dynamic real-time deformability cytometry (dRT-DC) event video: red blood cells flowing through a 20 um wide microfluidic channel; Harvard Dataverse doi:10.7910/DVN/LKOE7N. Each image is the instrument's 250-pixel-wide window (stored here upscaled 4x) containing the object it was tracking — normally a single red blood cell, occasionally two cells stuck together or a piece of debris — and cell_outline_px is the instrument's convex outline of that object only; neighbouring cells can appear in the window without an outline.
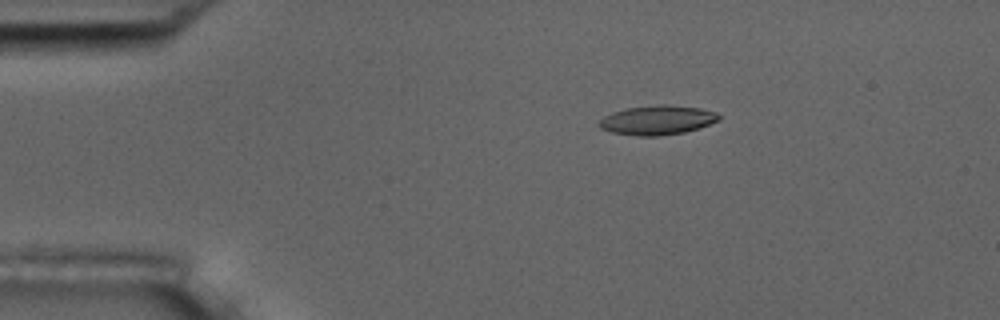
{"species": "common noctule bat (a hibernating species)", "species_latin": "Nyctalus noctula", "temperature_condition": "room temperature", "stored_images_in_passage": 9, "camera_frame_rate_fps": 3000, "um_per_image_px": 0.085, "animal": {"sex": "male", "body_mass_g": 17.5, "forearm_length_mm": 52.3}, "frame": {"image": 1, "passage_image": 3, "time_ms": 2.333, "image_size_px": [1000, 320], "cell_outline_px": [[720, 120], [700, 128], [684, 132], [660, 136], [640, 136], [612, 132], [600, 128], [596, 124], [604, 116], [612, 112], [628, 108], [660, 104], [664, 104], [700, 108], [716, 112], [720, 116]], "centroid_in_image_um": [55.88, 10.21], "position_along_channel_um": 29.1, "area_um2": 20.52}}
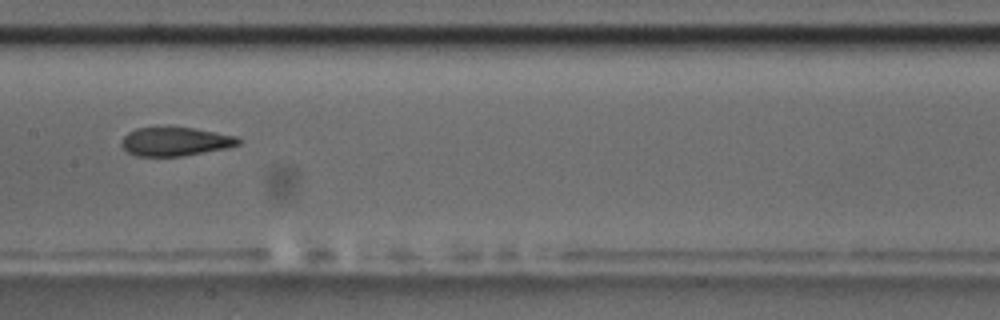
{"frame": {"image": 2, "passage_image": 8, "time_ms": 8.333, "image_size_px": [1000, 320], "cell_outline_px": [[240, 144], [228, 148], [184, 156], [136, 156], [128, 152], [120, 144], [120, 140], [128, 132], [136, 128], [192, 128], [216, 132], [236, 136], [240, 140]], "centroid_in_image_um": [14.89, 12.04], "position_along_channel_um": 192.5, "area_um2": 19.48}}
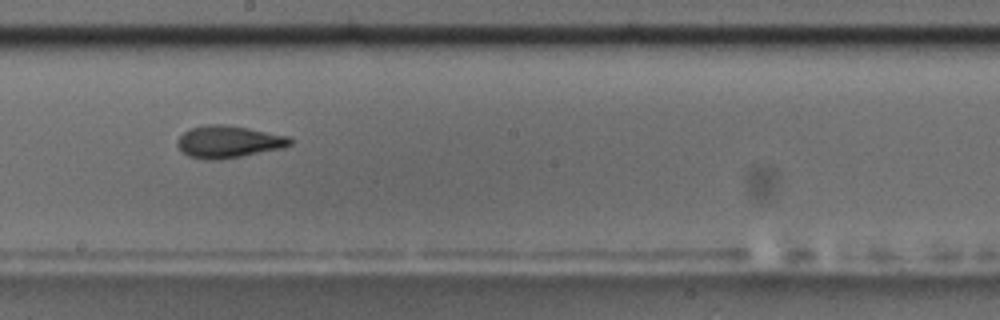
{"frame": {"image": 3, "passage_image": 9, "time_ms": 9.333, "image_size_px": [1000, 320], "cell_outline_px": [[292, 144], [284, 148], [220, 160], [208, 160], [188, 156], [176, 144], [176, 140], [184, 132], [192, 128], [204, 124], [220, 124], [248, 128], [288, 136], [292, 140]], "centroid_in_image_um": [19.42, 12.05], "position_along_channel_um": 228.8, "area_um2": 21.1}}